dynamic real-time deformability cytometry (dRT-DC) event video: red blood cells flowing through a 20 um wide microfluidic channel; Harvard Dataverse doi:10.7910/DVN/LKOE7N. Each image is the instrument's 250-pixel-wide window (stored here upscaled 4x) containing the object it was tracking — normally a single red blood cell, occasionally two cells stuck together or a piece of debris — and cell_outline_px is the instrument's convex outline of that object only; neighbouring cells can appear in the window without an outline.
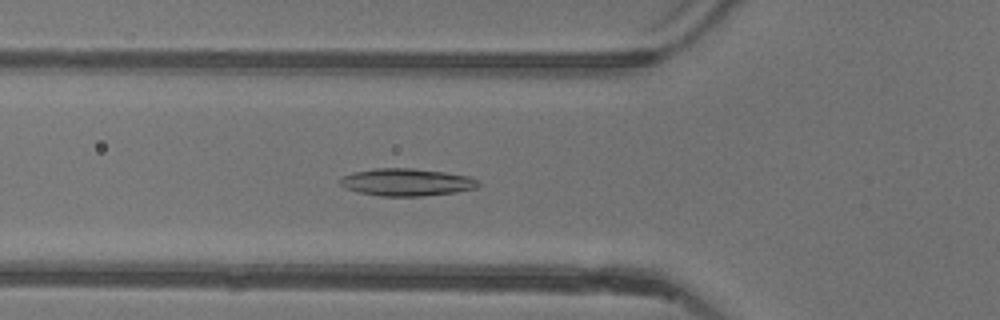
{"species": "common noctule bat (a hibernating species)", "species_latin": "Nyctalus noctula", "temperature_condition": "warm", "stored_images_in_passage": 53, "camera_frame_rate_fps": 3000, "um_per_image_px": 0.085, "animal": {"sex": "female"}, "frame": {"image": 1, "passage_image": 19, "time_ms": 6.0, "image_size_px": [1000, 320], "cell_outline_px": [[480, 184], [476, 188], [456, 192], [420, 196], [380, 196], [360, 192], [344, 188], [336, 180], [352, 172], [376, 168], [412, 168], [444, 172], [468, 176], [480, 180]], "centroid_in_image_um": [34.55, 15.48], "position_along_channel_um": 91.3, "area_um2": 22.14}}
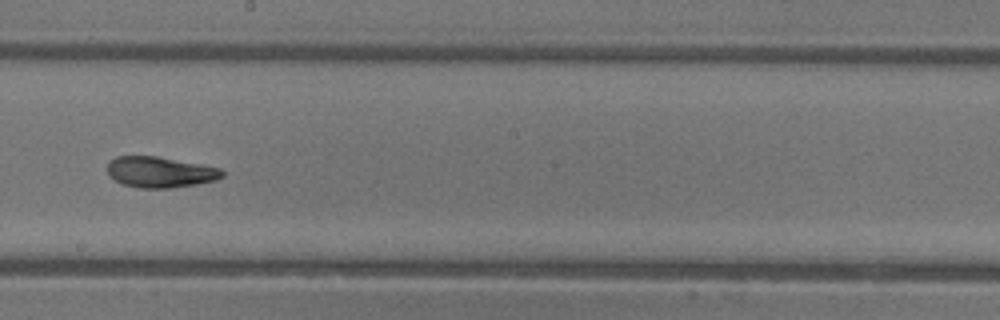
{"frame": {"image": 2, "passage_image": 30, "time_ms": 9.667, "image_size_px": [1000, 320], "cell_outline_px": [[224, 176], [216, 180], [196, 184], [172, 188], [140, 188], [124, 184], [108, 176], [108, 160], [116, 156], [156, 156], [200, 164], [220, 168], [224, 172]], "centroid_in_image_um": [13.6, 14.63], "position_along_channel_um": 234.6, "area_um2": 20.63}}
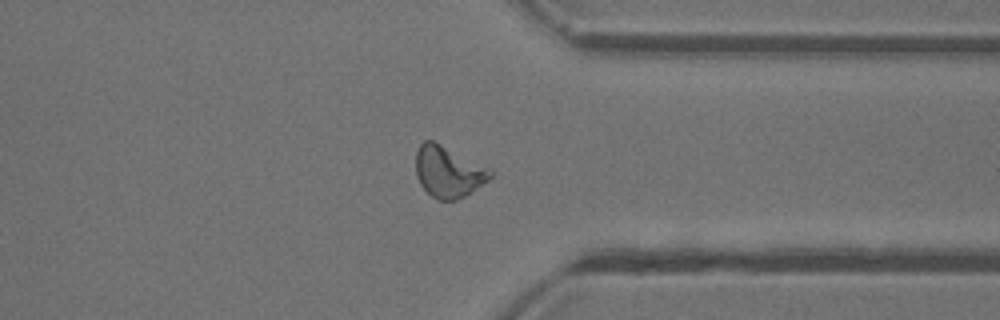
{"frame": {"image": 3, "passage_image": 41, "time_ms": 13.333, "image_size_px": [1000, 320], "cell_outline_px": [[492, 176], [488, 180], [464, 196], [456, 200], [440, 200], [432, 196], [420, 184], [416, 176], [416, 152], [420, 144], [424, 140], [432, 140], [492, 168]], "centroid_in_image_um": [38.11, 14.58], "position_along_channel_um": 373.3, "area_um2": 22.2}, "authors_computed_cell_mechanics": {"area_um2": 21.4438, "velocity_mm_per_s": 3.8885, "shape_relaxation_time_tau1_ms": 5.5914, "shape_relaxation_time_tau2_ms": 3.1559, "deformation_change_tau1": 0.2, "deformation_change_tau2": 0.1116}}